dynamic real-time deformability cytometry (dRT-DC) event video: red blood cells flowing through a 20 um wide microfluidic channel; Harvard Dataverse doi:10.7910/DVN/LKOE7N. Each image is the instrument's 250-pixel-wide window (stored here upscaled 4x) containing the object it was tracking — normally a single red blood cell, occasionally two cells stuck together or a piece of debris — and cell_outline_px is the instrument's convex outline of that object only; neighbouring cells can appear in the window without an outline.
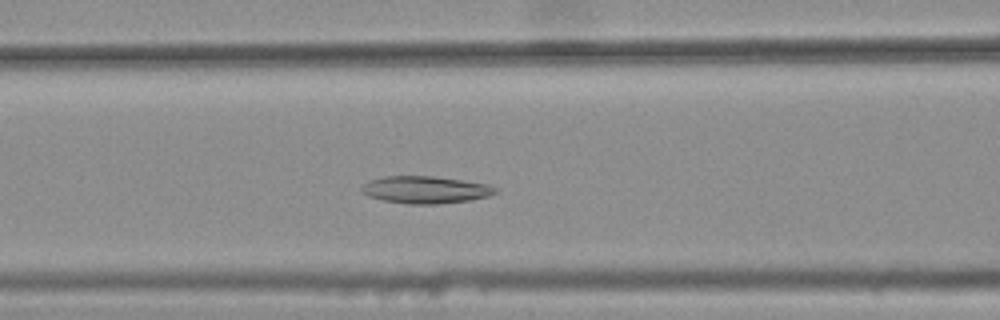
{"species": "common noctule bat (a hibernating species)", "species_latin": "Nyctalus noctula", "temperature_condition": "warm", "stored_images_in_passage": 33, "camera_frame_rate_fps": 3000, "um_per_image_px": 0.085, "animal": {"sex": "female", "body_mass_g": 25.1}, "frame": {"image": 1, "passage_image": 11, "time_ms": 3.333, "image_size_px": [1000, 320], "cell_outline_px": [[496, 192], [488, 196], [468, 200], [440, 204], [408, 204], [384, 200], [368, 196], [360, 192], [360, 188], [368, 180], [384, 176], [432, 176], [460, 180], [484, 184], [496, 188]], "centroid_in_image_um": [36.08, 16.13], "position_along_channel_um": 130.5, "area_um2": 21.04}}
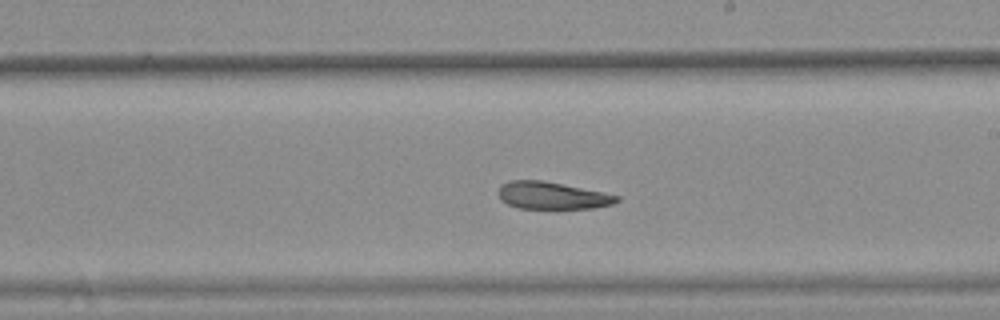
{"frame": {"image": 2, "passage_image": 20, "time_ms": 6.333, "image_size_px": [1000, 320], "cell_outline_px": [[620, 200], [612, 204], [596, 208], [520, 208], [508, 204], [500, 200], [496, 192], [500, 184], [508, 180], [544, 180], [620, 196]], "centroid_in_image_um": [46.87, 16.61], "position_along_channel_um": 242.1, "area_um2": 18.9}}
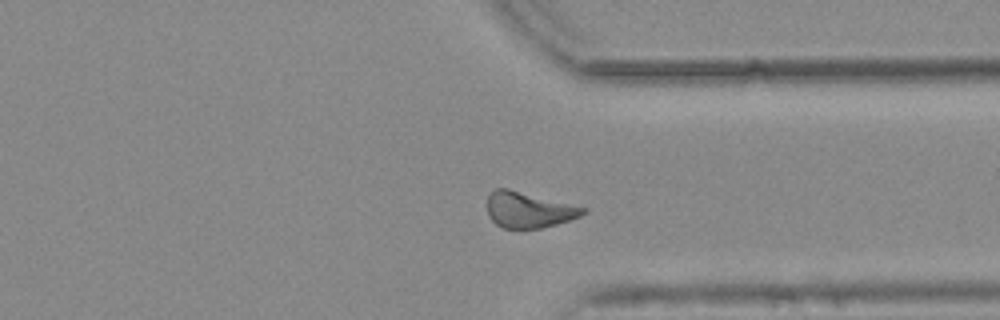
{"frame": {"image": 3, "passage_image": 30, "time_ms": 9.667, "image_size_px": [1000, 320], "cell_outline_px": [[588, 212], [580, 216], [556, 224], [540, 228], [500, 228], [488, 216], [488, 196], [496, 188], [508, 188], [588, 208]], "centroid_in_image_um": [44.94, 17.83], "position_along_channel_um": 366.5, "area_um2": 19.94}, "authors_computed_cell_mechanics": {"area_um2": 20.23, "velocity_mm_per_s": 3.7308, "shape_relaxation_time_tau1_ms": null, "shape_relaxation_time_tau2_ms": 3.1597, "deformation_change_tau1": null, "deformation_change_tau2": 0.1104}}